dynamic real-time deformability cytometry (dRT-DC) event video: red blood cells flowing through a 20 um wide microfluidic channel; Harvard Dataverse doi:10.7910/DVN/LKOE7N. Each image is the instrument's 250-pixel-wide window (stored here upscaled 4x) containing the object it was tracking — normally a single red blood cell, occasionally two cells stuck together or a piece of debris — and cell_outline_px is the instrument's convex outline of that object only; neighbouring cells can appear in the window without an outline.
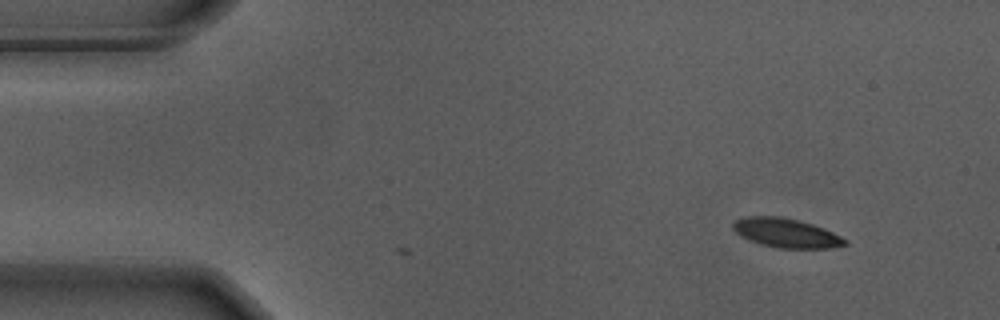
{"species": "Egyptian fruit bat (a non-hibernating species)", "species_latin": "Rousettus aegyptiacus", "temperature_condition": "warm", "stored_images_in_passage": 5, "camera_frame_rate_fps": 3000, "um_per_image_px": 0.085, "animal": {"sex": "male"}, "frame": {"image": 1, "passage_image": 5, "time_ms": 1.333, "image_size_px": [1000, 320], "cell_outline_px": [[848, 244], [828, 248], [776, 248], [748, 240], [740, 236], [732, 228], [732, 220], [744, 216], [780, 216], [812, 224], [824, 228], [848, 240]], "centroid_in_image_um": [66.77, 19.79], "position_along_channel_um": 18.2, "area_um2": 19.13}}